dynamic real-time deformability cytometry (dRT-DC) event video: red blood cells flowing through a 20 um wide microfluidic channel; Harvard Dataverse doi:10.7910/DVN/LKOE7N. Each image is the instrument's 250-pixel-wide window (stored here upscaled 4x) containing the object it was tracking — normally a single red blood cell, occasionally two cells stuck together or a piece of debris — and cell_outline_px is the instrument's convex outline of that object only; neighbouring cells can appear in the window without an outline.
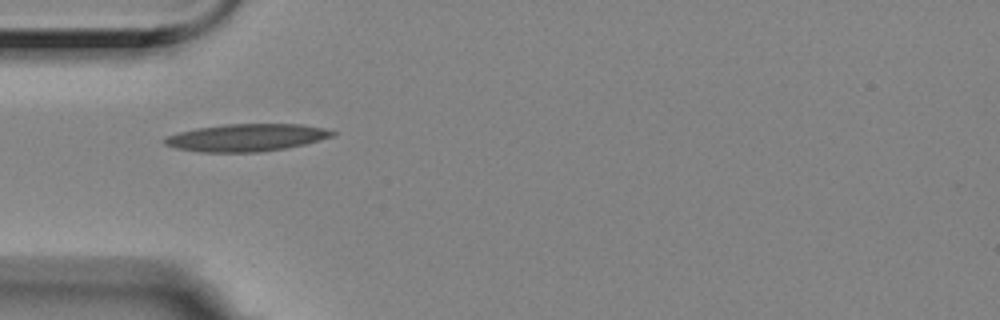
{"species": "Egyptian fruit bat (a non-hibernating species)", "species_latin": "Rousettus aegyptiacus", "temperature_condition": "room temperature", "stored_images_in_passage": 40, "camera_frame_rate_fps": 3000, "um_per_image_px": 0.085, "animal": {"sex": "female"}, "frame": {"image": 1, "passage_image": 1, "time_ms": 0.0, "image_size_px": [1000, 320], "cell_outline_px": [[336, 136], [304, 144], [284, 148], [260, 152], [200, 152], [176, 148], [164, 144], [164, 140], [168, 136], [180, 132], [196, 128], [224, 124], [304, 124], [324, 128], [336, 132]], "centroid_in_image_um": [20.99, 11.69], "position_along_channel_um": 64.0, "area_um2": 26.76}}
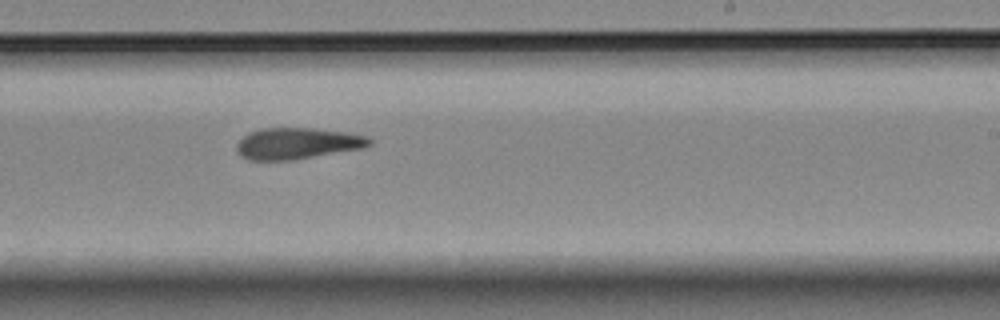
{"frame": {"image": 2, "passage_image": 18, "time_ms": 5.667, "image_size_px": [1000, 320], "cell_outline_px": [[372, 144], [368, 148], [292, 160], [248, 160], [240, 156], [236, 152], [236, 144], [248, 132], [260, 128], [316, 128], [344, 132], [368, 136], [372, 140]], "centroid_in_image_um": [25.29, 12.2], "position_along_channel_um": 263.7, "area_um2": 24.68}}
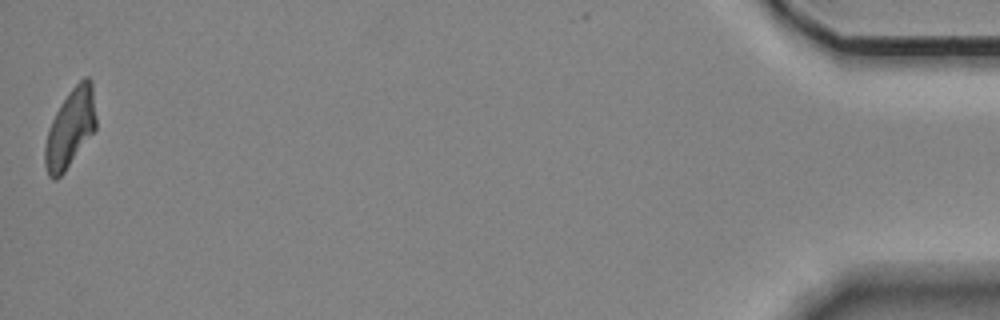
{"frame": {"image": 3, "passage_image": 40, "time_ms": 13.0, "image_size_px": [1000, 320], "cell_outline_px": [[96, 128], [64, 172], [56, 180], [52, 180], [48, 176], [44, 164], [44, 148], [48, 128], [60, 104], [68, 92], [84, 76], [88, 76], [92, 80], [96, 116]], "centroid_in_image_um": [5.96, 10.89], "position_along_channel_um": 429.2, "area_um2": 23.41}, "authors_computed_cell_mechanics": {"area_um2": 24.276, "velocity_mm_per_s": 3.5327, "shape_relaxation_time_tau1_ms": null, "shape_relaxation_time_tau2_ms": 3.0082, "deformation_change_tau1": null, "deformation_change_tau2": 0.1308}}